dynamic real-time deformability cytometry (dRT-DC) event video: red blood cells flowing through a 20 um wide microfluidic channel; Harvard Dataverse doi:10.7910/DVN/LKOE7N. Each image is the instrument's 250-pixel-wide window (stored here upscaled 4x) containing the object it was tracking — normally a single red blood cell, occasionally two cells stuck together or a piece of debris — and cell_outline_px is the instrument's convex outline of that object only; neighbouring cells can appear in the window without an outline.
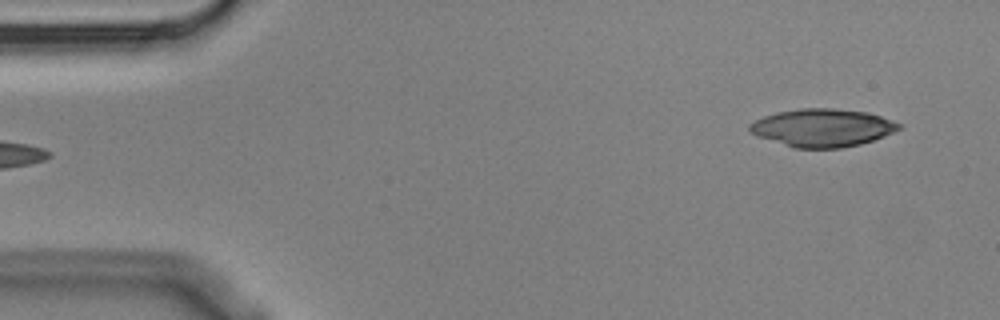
{"species": "Egyptian fruit bat (a non-hibernating species)", "species_latin": "Rousettus aegyptiacus", "temperature_condition": "cold", "stored_images_in_passage": 5, "segment_of_instrument_passage": [2, 2], "camera_frame_rate_fps": 3000, "um_per_image_px": 0.085, "animal": {"sex": "male"}, "frame": {"image": 1, "passage_image": 5, "time_ms": 1.333, "image_size_px": [1000, 320], "cell_outline_px": [[904, 128], [884, 136], [860, 144], [840, 148], [796, 148], [756, 136], [748, 132], [748, 124], [764, 116], [776, 112], [800, 108], [832, 108], [868, 112], [880, 116], [900, 124]], "centroid_in_image_um": [69.88, 10.85], "position_along_channel_um": 15.1, "area_um2": 33.0}}